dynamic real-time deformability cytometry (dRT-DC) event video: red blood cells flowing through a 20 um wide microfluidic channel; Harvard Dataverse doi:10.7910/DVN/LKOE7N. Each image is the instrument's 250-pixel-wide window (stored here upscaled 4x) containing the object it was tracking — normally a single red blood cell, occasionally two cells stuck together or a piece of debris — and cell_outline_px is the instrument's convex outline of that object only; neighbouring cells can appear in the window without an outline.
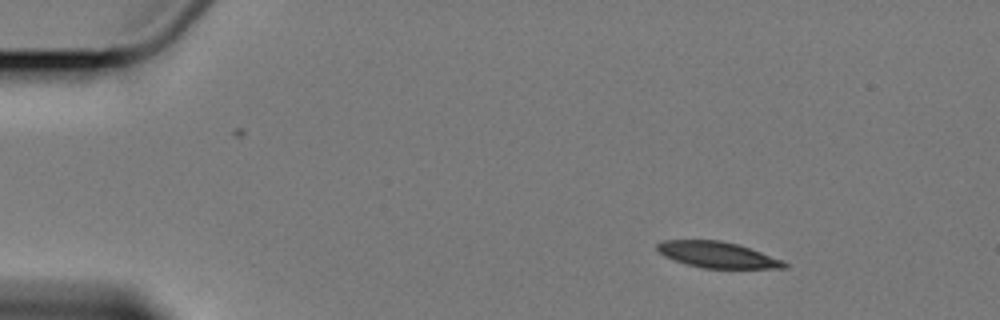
{"species": "Egyptian fruit bat (a non-hibernating species)", "species_latin": "Rousettus aegyptiacus", "temperature_condition": "cold", "stored_images_in_passage": 3, "camera_frame_rate_fps": 3000, "um_per_image_px": 0.085, "animal": {"sex": "female"}, "frame": {"image": 1, "passage_image": 3, "time_ms": 5.667, "image_size_px": [1000, 320], "cell_outline_px": [[788, 268], [704, 268], [688, 264], [664, 256], [656, 252], [656, 244], [664, 240], [720, 240], [736, 244], [784, 260], [788, 264]], "centroid_in_image_um": [60.96, 21.65], "position_along_channel_um": 24.0, "area_um2": 19.13}}